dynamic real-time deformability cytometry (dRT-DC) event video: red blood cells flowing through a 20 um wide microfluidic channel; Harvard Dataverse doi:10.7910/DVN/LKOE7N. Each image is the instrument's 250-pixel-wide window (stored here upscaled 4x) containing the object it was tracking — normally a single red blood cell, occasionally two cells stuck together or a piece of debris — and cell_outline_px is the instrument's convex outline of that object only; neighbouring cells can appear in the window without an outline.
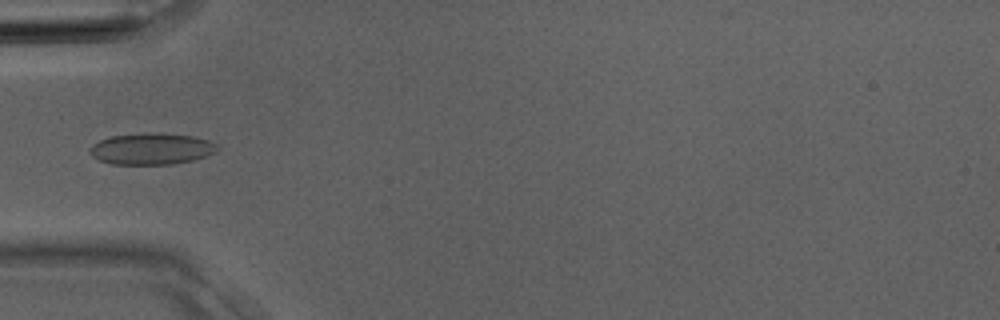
{"species": "Egyptian fruit bat (a non-hibernating species)", "species_latin": "Rousettus aegyptiacus", "temperature_condition": "room temperature", "stored_images_in_passage": 3, "camera_frame_rate_fps": 3000, "um_per_image_px": 0.085, "animal": {"sex": "male"}, "frame": {"image": 1, "passage_image": 3, "time_ms": 0.667, "image_size_px": [1000, 320], "cell_outline_px": [[220, 148], [216, 152], [192, 160], [172, 164], [112, 164], [100, 160], [92, 156], [92, 144], [100, 140], [112, 136], [148, 132], [192, 136], [208, 140], [216, 144]], "centroid_in_image_um": [12.9, 12.65], "position_along_channel_um": 72.1, "area_um2": 23.06}}